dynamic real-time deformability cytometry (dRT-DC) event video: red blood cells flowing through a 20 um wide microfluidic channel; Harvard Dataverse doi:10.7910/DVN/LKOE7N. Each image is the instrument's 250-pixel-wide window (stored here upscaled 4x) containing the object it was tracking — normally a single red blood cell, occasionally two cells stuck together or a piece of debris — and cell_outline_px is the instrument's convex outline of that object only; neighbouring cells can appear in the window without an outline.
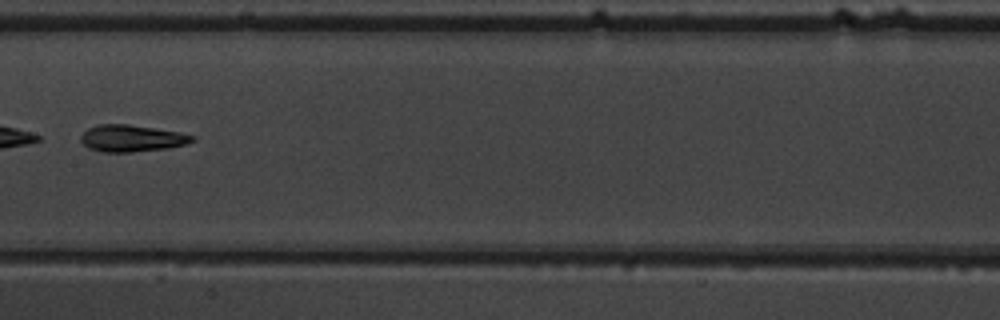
{"species": "common noctule bat (a hibernating species)", "species_latin": "Nyctalus noctula", "temperature_condition": "warm", "stored_images_in_passage": 8, "camera_frame_rate_fps": 3000, "um_per_image_px": 0.085, "animal": {"sex": "male", "body_mass_g": 19.5, "forearm_length_mm": 54.6}, "frame": {"image": 1, "passage_image": 8, "time_ms": 8.0, "image_size_px": [1000, 320], "cell_outline_px": [[196, 140], [184, 144], [168, 148], [132, 152], [104, 152], [88, 148], [80, 140], [80, 136], [88, 128], [100, 124], [128, 124], [180, 132], [196, 136]], "centroid_in_image_um": [11.2, 11.75], "position_along_channel_um": 196.2, "area_um2": 17.4}}